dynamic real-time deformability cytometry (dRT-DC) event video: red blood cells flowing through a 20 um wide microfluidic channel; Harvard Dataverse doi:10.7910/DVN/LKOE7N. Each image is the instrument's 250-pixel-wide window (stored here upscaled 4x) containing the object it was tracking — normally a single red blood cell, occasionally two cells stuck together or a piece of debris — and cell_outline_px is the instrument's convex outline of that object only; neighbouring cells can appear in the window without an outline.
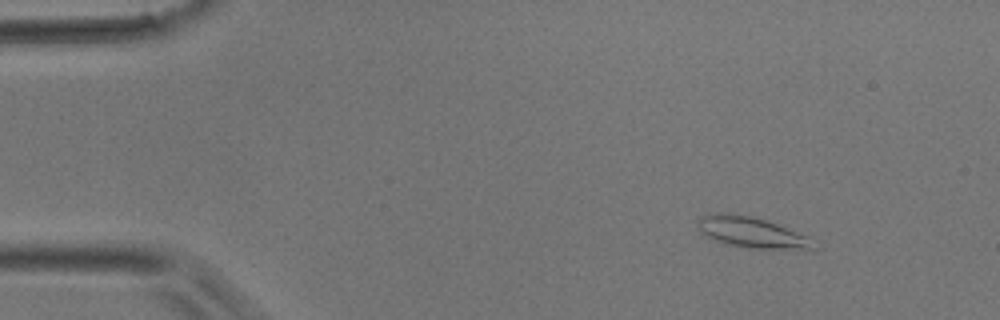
{"species": "common noctule bat (a hibernating species)", "species_latin": "Nyctalus noctula", "temperature_condition": "room temperature", "stored_images_in_passage": 3, "camera_frame_rate_fps": 3000, "um_per_image_px": 0.085, "animal": {"sex": "male", "body_mass_g": 17.9}, "frame": {"image": 1, "passage_image": 1, "time_ms": 0.0, "image_size_px": [1000, 320], "cell_outline_px": [[816, 248], [740, 248], [704, 236], [700, 232], [696, 224], [696, 220], [704, 216], [716, 212], [748, 216], [764, 220], [776, 224], [808, 236]], "centroid_in_image_um": [63.78, 19.75], "position_along_channel_um": 21.2, "area_um2": 20.23}}